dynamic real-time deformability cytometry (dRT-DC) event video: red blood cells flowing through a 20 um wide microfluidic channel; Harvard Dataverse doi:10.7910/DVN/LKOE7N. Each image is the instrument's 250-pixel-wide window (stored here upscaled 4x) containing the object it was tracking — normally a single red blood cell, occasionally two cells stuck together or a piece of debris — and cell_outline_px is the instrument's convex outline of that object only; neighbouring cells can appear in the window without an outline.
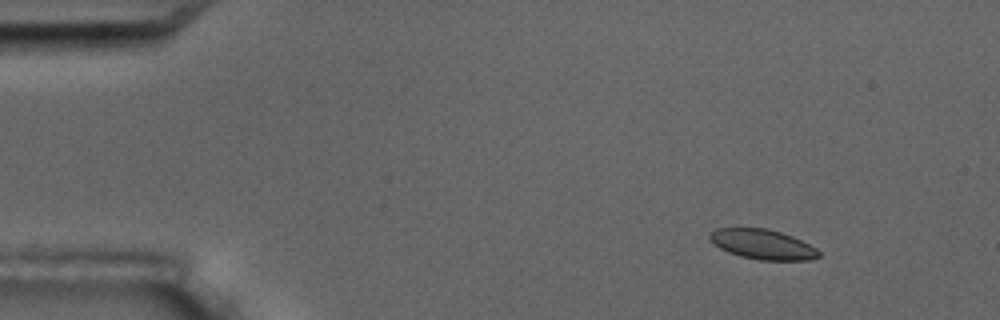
{"species": "common noctule bat (a hibernating species)", "species_latin": "Nyctalus noctula", "temperature_condition": "room temperature", "stored_images_in_passage": 5, "camera_frame_rate_fps": 3000, "um_per_image_px": 0.085, "animal": {"sex": "male", "body_mass_g": 17.5, "forearm_length_mm": 52.3}, "frame": {"image": 1, "passage_image": 1, "time_ms": 0.0, "image_size_px": [1000, 320], "cell_outline_px": [[820, 256], [808, 260], [760, 260], [740, 256], [728, 252], [720, 248], [708, 236], [716, 228], [768, 228], [792, 236], [816, 248], [820, 252]], "centroid_in_image_um": [64.84, 20.77], "position_along_channel_um": 20.2, "area_um2": 18.79}}
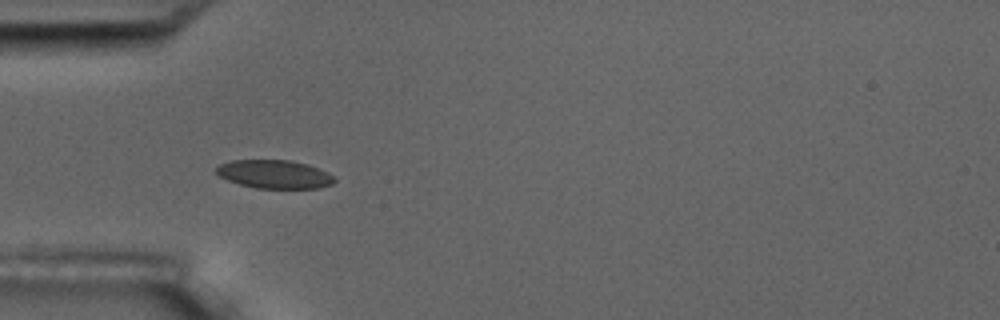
{"frame": {"image": 2, "passage_image": 4, "time_ms": 3.667, "image_size_px": [1000, 320], "cell_outline_px": [[336, 180], [332, 184], [320, 188], [256, 188], [240, 184], [228, 180], [220, 176], [216, 172], [216, 168], [220, 164], [228, 160], [292, 160], [308, 164], [328, 172]], "centroid_in_image_um": [23.34, 14.8], "position_along_channel_um": 61.7, "area_um2": 19.59}}